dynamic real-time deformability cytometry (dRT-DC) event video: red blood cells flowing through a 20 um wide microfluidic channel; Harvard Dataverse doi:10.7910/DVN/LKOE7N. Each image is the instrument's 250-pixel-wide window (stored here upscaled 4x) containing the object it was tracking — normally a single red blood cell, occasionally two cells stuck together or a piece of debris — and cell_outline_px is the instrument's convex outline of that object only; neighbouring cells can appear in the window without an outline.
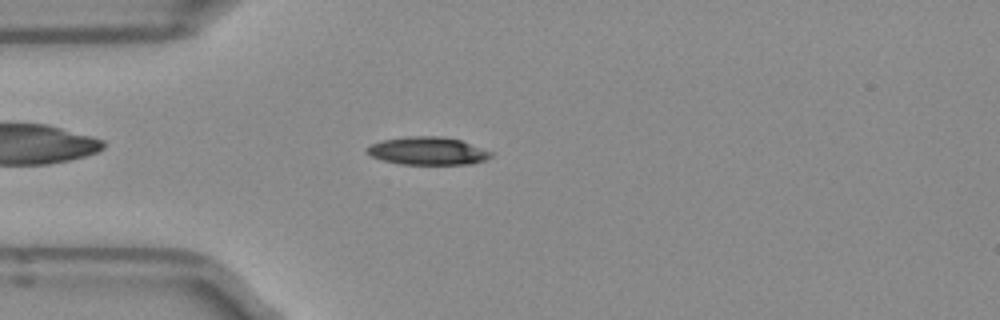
{"species": "Egyptian fruit bat (a non-hibernating species)", "species_latin": "Rousettus aegyptiacus", "temperature_condition": "room temperature", "stored_images_in_passage": 51, "camera_frame_rate_fps": 3000, "um_per_image_px": 0.085, "frame": {"image": 1, "passage_image": 13, "time_ms": 4.0, "image_size_px": [1000, 320], "cell_outline_px": [[492, 156], [484, 160], [472, 164], [400, 164], [384, 160], [372, 156], [364, 148], [380, 140], [408, 136], [440, 136], [460, 140], [492, 152]], "centroid_in_image_um": [36.34, 12.82], "position_along_channel_um": 48.7, "area_um2": 20.0}}
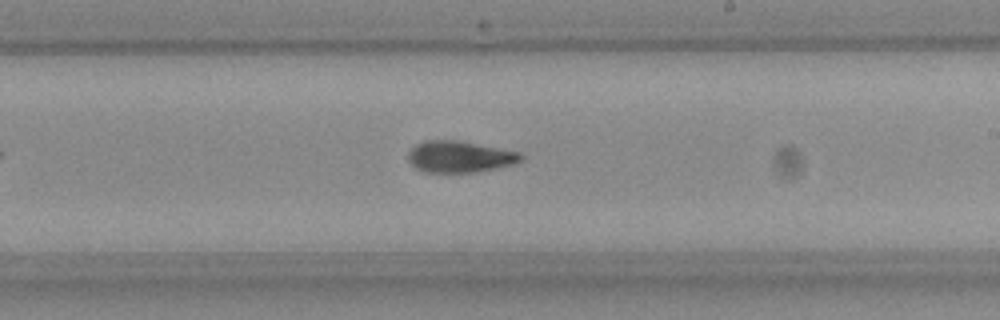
{"frame": {"image": 2, "passage_image": 29, "time_ms": 9.333, "image_size_px": [1000, 320], "cell_outline_px": [[524, 160], [512, 164], [496, 168], [476, 172], [424, 172], [416, 168], [408, 160], [408, 152], [416, 144], [424, 140], [456, 140], [520, 152], [524, 156]], "centroid_in_image_um": [39.07, 13.32], "position_along_channel_um": 249.9, "area_um2": 20.63}}
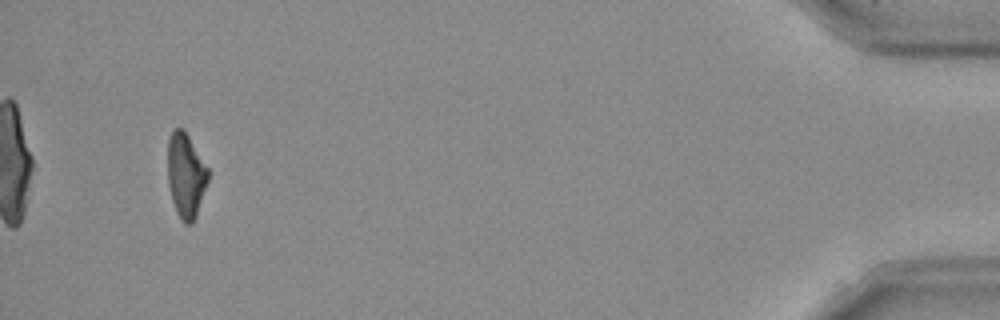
{"frame": {"image": 3, "passage_image": 48, "time_ms": 15.667, "image_size_px": [1000, 320], "cell_outline_px": [[208, 180], [196, 216], [192, 224], [184, 224], [176, 212], [172, 200], [168, 184], [168, 140], [172, 132], [176, 128], [184, 128], [208, 168]], "centroid_in_image_um": [15.79, 14.91], "position_along_channel_um": 419.4, "area_um2": 19.83}, "authors_computed_cell_mechanics": {"area_um2": 20.23, "velocity_mm_per_s": 3.9518, "shape_relaxation_time_tau1_ms": 8.6862, "shape_relaxation_time_tau2_ms": 7.1917, "deformation_change_tau1": 0.2042, "deformation_change_tau2": 0.164}}